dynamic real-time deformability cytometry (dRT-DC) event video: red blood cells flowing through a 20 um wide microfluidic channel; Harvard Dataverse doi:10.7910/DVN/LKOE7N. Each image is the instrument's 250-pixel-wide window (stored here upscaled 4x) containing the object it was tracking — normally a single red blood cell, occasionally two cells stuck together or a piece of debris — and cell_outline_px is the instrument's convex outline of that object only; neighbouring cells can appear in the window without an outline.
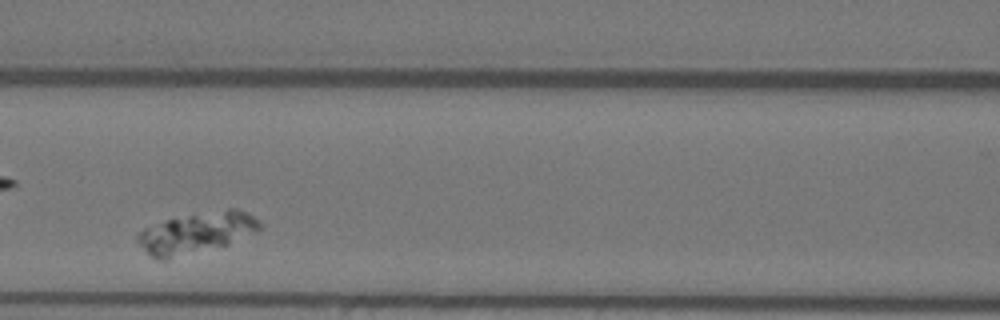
{"species": "Egyptian fruit bat (a non-hibernating species)", "species_latin": "Rousettus aegyptiacus", "temperature_condition": "warm", "stored_images_in_passage": 38, "camera_frame_rate_fps": 3000, "um_per_image_px": 0.085, "animal": {"sex": "female"}, "frame": {"image": 1, "passage_image": 8, "time_ms": 2.333, "image_size_px": [1000, 320], "cell_outline_px": [[260, 228], [228, 244], [168, 260], [160, 260], [152, 256], [136, 240], [136, 232], [144, 228], [164, 220], [228, 208], [236, 208], [260, 220]], "centroid_in_image_um": [16.65, 19.79], "position_along_channel_um": 150.0, "area_um2": 28.67}}
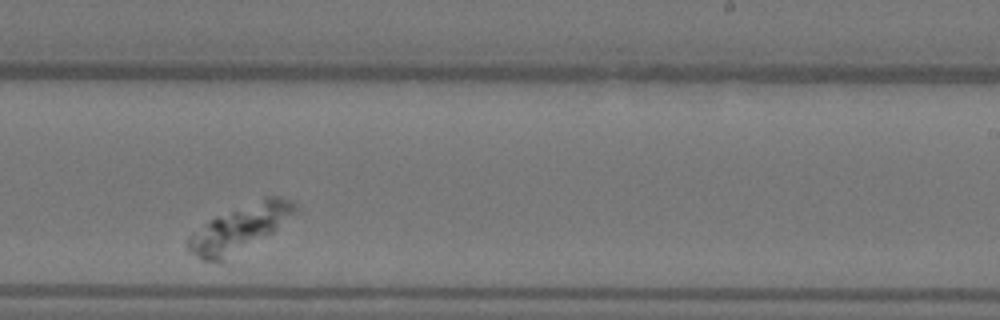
{"frame": {"image": 2, "passage_image": 19, "time_ms": 6.0, "image_size_px": [1000, 320], "cell_outline_px": [[300, 212], [272, 232], [220, 260], [204, 260], [192, 252], [184, 244], [184, 240], [188, 236], [204, 224], [216, 216], [268, 196], [280, 196], [292, 200]], "centroid_in_image_um": [20.42, 19.33], "position_along_channel_um": 268.6, "area_um2": 27.92}}
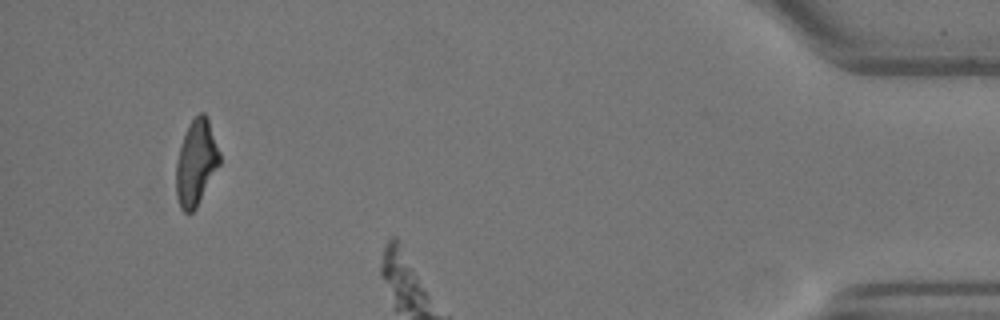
{"frame": {"image": 3, "passage_image": 35, "time_ms": 11.333, "image_size_px": [1000, 320], "cell_outline_px": [[220, 164], [196, 208], [192, 212], [184, 212], [180, 208], [176, 196], [176, 160], [188, 124], [200, 112], [204, 112], [208, 116], [220, 152]], "centroid_in_image_um": [16.68, 13.81], "position_along_channel_um": 418.5, "area_um2": 21.79}}